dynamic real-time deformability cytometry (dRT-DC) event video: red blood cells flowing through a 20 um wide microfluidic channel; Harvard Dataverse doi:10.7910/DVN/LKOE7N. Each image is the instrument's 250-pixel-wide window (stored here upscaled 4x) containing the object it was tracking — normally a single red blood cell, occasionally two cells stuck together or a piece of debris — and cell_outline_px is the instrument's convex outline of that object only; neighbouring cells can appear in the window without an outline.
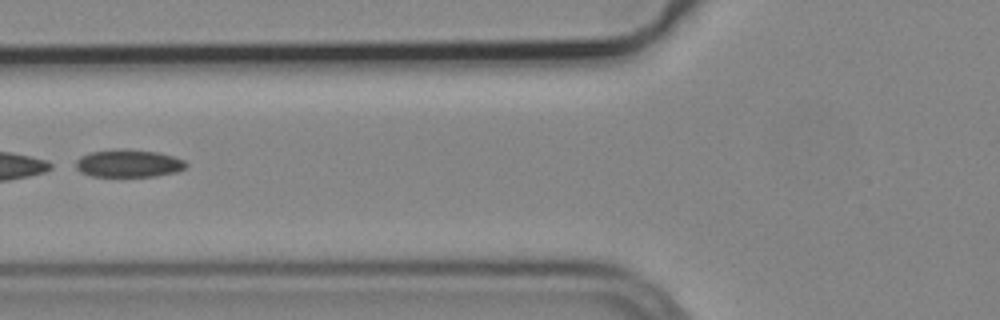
{"species": "common noctule bat (a hibernating species)", "species_latin": "Nyctalus noctula", "temperature_condition": "cold", "stored_images_in_passage": 6, "camera_frame_rate_fps": 3000, "um_per_image_px": 0.085, "animal": {"sex": "male", "body_mass_g": 19.2, "forearm_length_mm": 51.8}, "frame": {"image": 1, "passage_image": 6, "time_ms": 1.667, "image_size_px": [1000, 320], "cell_outline_px": [[188, 164], [184, 168], [176, 172], [156, 176], [92, 176], [80, 172], [76, 168], [76, 160], [80, 156], [88, 152], [124, 148], [160, 152], [184, 160]], "centroid_in_image_um": [10.91, 13.87], "position_along_channel_um": 114.9, "area_um2": 17.92}}